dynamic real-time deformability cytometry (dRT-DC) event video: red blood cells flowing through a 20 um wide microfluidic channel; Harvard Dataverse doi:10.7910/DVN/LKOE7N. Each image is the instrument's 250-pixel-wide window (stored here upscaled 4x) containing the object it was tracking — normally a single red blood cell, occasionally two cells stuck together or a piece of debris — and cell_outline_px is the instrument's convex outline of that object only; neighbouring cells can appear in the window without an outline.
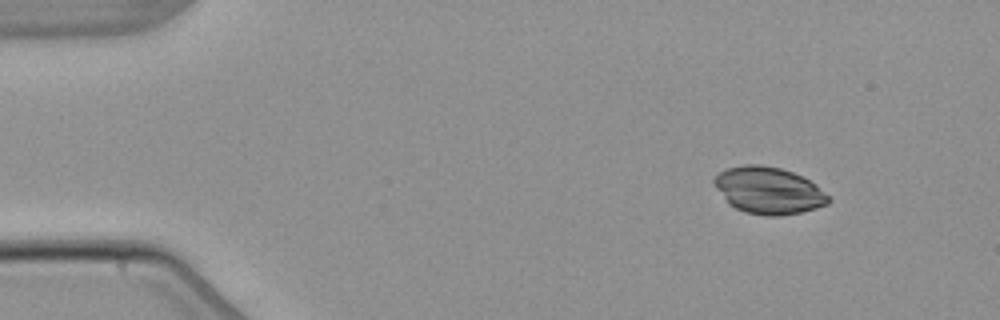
{"species": "common noctule bat (a hibernating species)", "species_latin": "Nyctalus noctula", "temperature_condition": "warm", "stored_images_in_passage": 6, "camera_frame_rate_fps": 3000, "um_per_image_px": 0.085, "animal": {"sex": "male", "body_mass_g": 21.5, "forearm_length_mm": 52.0}, "frame": {"image": 1, "passage_image": 1, "time_ms": 0.0, "image_size_px": [1000, 320], "cell_outline_px": [[832, 200], [828, 204], [816, 208], [800, 212], [780, 216], [764, 216], [744, 212], [728, 204], [716, 188], [712, 180], [720, 172], [728, 168], [744, 164], [760, 164], [780, 168], [792, 172], [816, 184]], "centroid_in_image_um": [65.31, 16.2], "position_along_channel_um": 19.7, "area_um2": 31.21}}
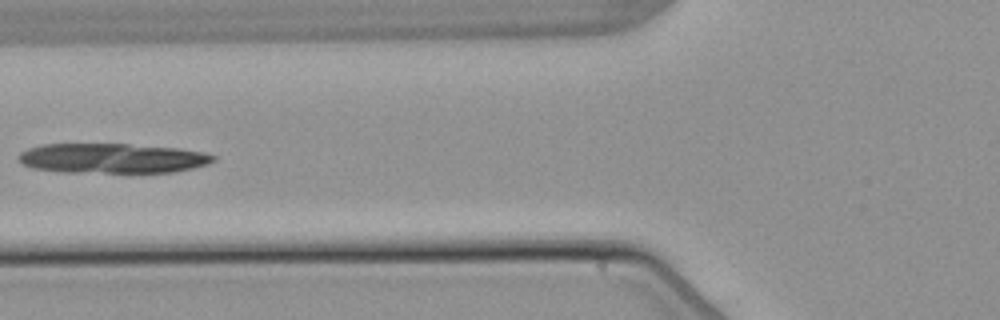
{"frame": {"image": 2, "passage_image": 5, "time_ms": 5.0, "image_size_px": [1000, 320], "cell_outline_px": [[216, 160], [208, 164], [192, 168], [172, 172], [60, 172], [32, 168], [24, 164], [16, 156], [20, 152], [28, 148], [44, 144], [128, 144], [180, 148], [204, 152], [216, 156]], "centroid_in_image_um": [9.55, 13.45], "position_along_channel_um": 116.3, "area_um2": 33.93}}